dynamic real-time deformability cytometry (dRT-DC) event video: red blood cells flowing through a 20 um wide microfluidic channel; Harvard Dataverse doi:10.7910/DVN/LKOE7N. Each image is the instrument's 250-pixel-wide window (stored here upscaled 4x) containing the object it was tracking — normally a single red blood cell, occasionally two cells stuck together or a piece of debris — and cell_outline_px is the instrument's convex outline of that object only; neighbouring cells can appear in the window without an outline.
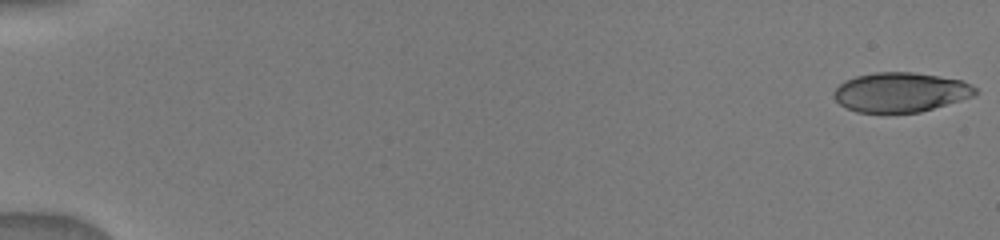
{"species": "human", "species_latin": "Homo sapiens", "temperature_condition": "warm", "stored_images_in_passage": 35, "camera_frame_rate_fps": 3000, "um_per_image_px": 0.085, "donor": {"sex": "male"}, "frame": {"image": 1, "passage_image": 1, "time_ms": 0.0, "image_size_px": [1000, 240], "cell_outline_px": [[976, 96], [920, 112], [856, 112], [840, 104], [832, 96], [836, 88], [844, 80], [856, 76], [876, 72], [912, 72], [940, 76], [960, 80], [972, 84], [976, 88]], "centroid_in_image_um": [76.56, 7.83], "position_along_channel_um": 8.4, "area_um2": 32.6}}
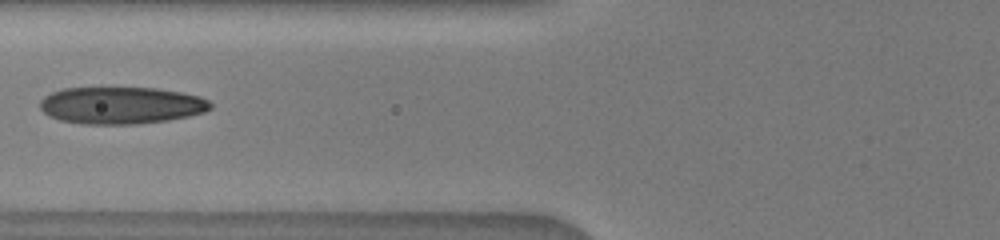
{"frame": {"image": 2, "passage_image": 17, "time_ms": 7.0, "image_size_px": [1000, 240], "cell_outline_px": [[212, 108], [204, 112], [188, 116], [168, 120], [136, 124], [84, 124], [60, 120], [48, 116], [40, 108], [40, 100], [44, 96], [52, 92], [64, 88], [100, 84], [156, 88], [180, 92], [200, 96], [208, 100], [212, 104]], "centroid_in_image_um": [10.25, 8.9], "position_along_channel_um": 115.6, "area_um2": 38.21}}
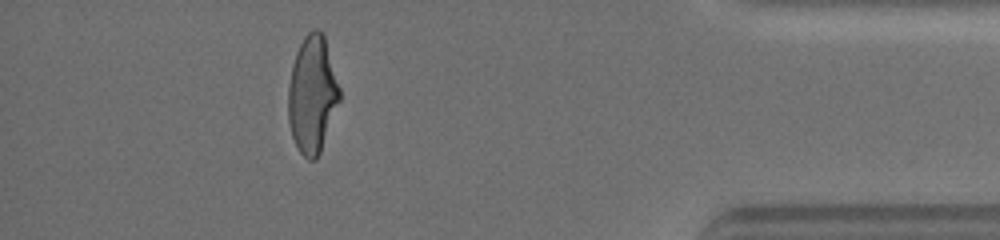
{"frame": {"image": 3, "passage_image": 33, "time_ms": 15.0, "image_size_px": [1000, 240], "cell_outline_px": [[340, 100], [320, 152], [316, 160], [308, 160], [300, 152], [292, 136], [288, 120], [288, 84], [292, 64], [296, 52], [304, 36], [308, 32], [316, 28], [324, 32], [340, 88]], "centroid_in_image_um": [26.54, 8.0], "position_along_channel_um": 408.7, "area_um2": 35.26}}